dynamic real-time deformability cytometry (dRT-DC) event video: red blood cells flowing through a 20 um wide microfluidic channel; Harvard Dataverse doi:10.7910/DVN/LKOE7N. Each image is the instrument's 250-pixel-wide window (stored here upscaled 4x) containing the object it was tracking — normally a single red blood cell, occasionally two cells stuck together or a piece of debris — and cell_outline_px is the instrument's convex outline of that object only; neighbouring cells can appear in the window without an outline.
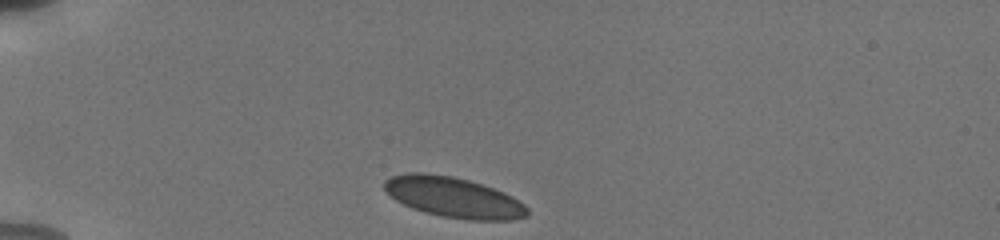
{"species": "human", "species_latin": "Homo sapiens", "temperature_condition": "cold", "stored_images_in_passage": 34, "camera_frame_rate_fps": 3000, "um_per_image_px": 0.085, "donor": {"sex": "male"}, "frame": {"image": 1, "passage_image": 1, "time_ms": 0.0, "image_size_px": [1000, 240], "cell_outline_px": [[528, 216], [512, 220], [468, 220], [440, 216], [424, 212], [412, 208], [396, 200], [384, 188], [384, 180], [392, 176], [408, 172], [428, 172], [452, 176], [468, 180], [504, 192], [512, 196], [524, 204], [528, 208]], "centroid_in_image_um": [38.55, 16.77], "position_along_channel_um": 46.4, "area_um2": 33.7}}
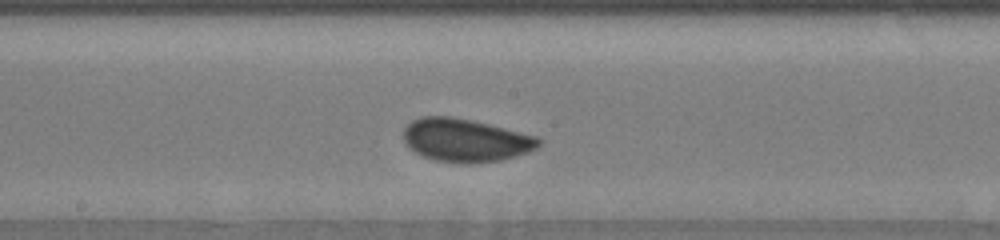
{"frame": {"image": 2, "passage_image": 17, "time_ms": 5.333, "image_size_px": [1000, 240], "cell_outline_px": [[544, 140], [536, 148], [528, 152], [516, 156], [500, 160], [468, 164], [460, 164], [436, 160], [424, 156], [408, 148], [404, 144], [404, 128], [412, 120], [420, 116], [452, 116], [472, 120], [536, 136]], "centroid_in_image_um": [39.55, 11.92], "position_along_channel_um": 208.6, "area_um2": 34.1}}
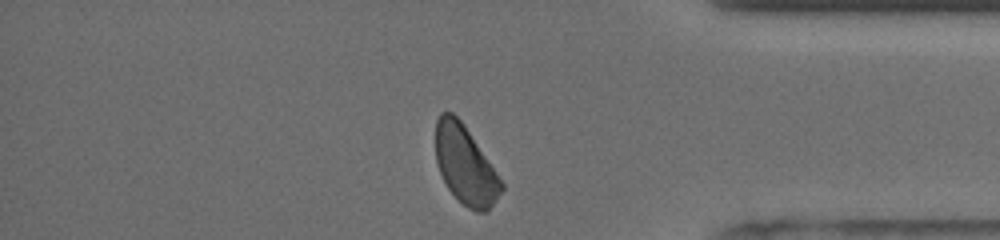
{"frame": {"image": 3, "passage_image": 33, "time_ms": 10.667, "image_size_px": [1000, 240], "cell_outline_px": [[504, 188], [488, 212], [476, 212], [468, 208], [448, 188], [440, 172], [436, 160], [436, 120], [440, 112], [452, 112], [464, 124], [504, 184]], "centroid_in_image_um": [39.55, 14.03], "position_along_channel_um": 395.6, "area_um2": 29.65}, "authors_computed_cell_mechanics": {"area_um2": 32.7148, "velocity_mm_per_s": 3.7757, "shape_relaxation_time_tau1_ms": 4.7019, "shape_relaxation_time_tau2_ms": null, "deformation_change_tau1": 0.0849, "deformation_change_tau2": null}}